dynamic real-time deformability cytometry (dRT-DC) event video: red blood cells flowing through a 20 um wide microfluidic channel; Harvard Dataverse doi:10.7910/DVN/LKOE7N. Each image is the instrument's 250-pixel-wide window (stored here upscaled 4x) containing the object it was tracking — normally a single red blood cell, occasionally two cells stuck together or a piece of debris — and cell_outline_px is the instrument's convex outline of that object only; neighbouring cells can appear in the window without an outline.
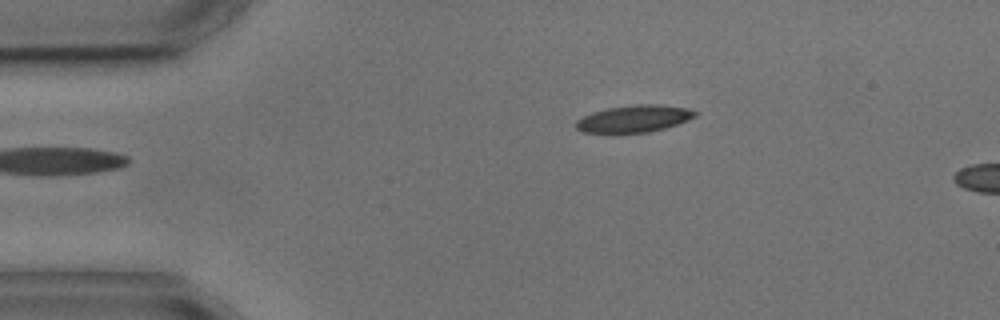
{"species": "common noctule bat (a hibernating species)", "species_latin": "Nyctalus noctula", "temperature_condition": "cold", "stored_images_in_passage": 5, "camera_frame_rate_fps": 3000, "um_per_image_px": 0.085, "animal": {"sex": "male", "body_mass_g": 17.9, "forearm_length_mm": 54.2}, "frame": {"image": 1, "passage_image": 5, "time_ms": 5.0, "image_size_px": [1000, 320], "cell_outline_px": [[696, 116], [688, 120], [664, 128], [648, 132], [580, 132], [576, 128], [576, 120], [592, 112], [608, 108], [636, 104], [656, 104], [688, 108], [696, 112]], "centroid_in_image_um": [53.89, 10.08], "position_along_channel_um": 31.1, "area_um2": 18.5}}